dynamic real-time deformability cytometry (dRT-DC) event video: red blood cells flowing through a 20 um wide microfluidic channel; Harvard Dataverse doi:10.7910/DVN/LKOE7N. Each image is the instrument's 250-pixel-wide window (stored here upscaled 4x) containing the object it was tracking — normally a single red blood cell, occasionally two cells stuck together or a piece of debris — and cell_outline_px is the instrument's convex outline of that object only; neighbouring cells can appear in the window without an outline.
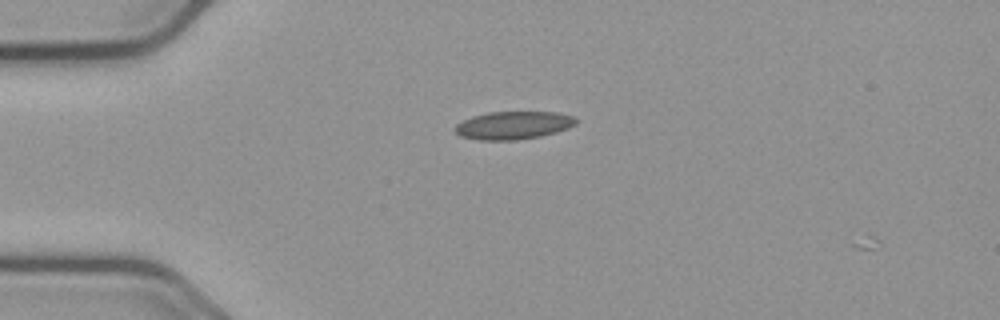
{"species": "common noctule bat (a hibernating species)", "species_latin": "Nyctalus noctula", "temperature_condition": "cold", "stored_images_in_passage": 3, "camera_frame_rate_fps": 3000, "um_per_image_px": 0.085, "animal": {"sex": "male", "body_mass_g": 23.1, "forearm_length_mm": 52.7}, "frame": {"image": 1, "passage_image": 2, "time_ms": 0.333, "image_size_px": [1000, 320], "cell_outline_px": [[576, 124], [568, 128], [556, 132], [540, 136], [516, 140], [480, 140], [460, 136], [456, 132], [456, 124], [472, 116], [488, 112], [556, 112], [572, 116], [576, 120]], "centroid_in_image_um": [43.63, 10.65], "position_along_channel_um": 41.4, "area_um2": 19.54}}